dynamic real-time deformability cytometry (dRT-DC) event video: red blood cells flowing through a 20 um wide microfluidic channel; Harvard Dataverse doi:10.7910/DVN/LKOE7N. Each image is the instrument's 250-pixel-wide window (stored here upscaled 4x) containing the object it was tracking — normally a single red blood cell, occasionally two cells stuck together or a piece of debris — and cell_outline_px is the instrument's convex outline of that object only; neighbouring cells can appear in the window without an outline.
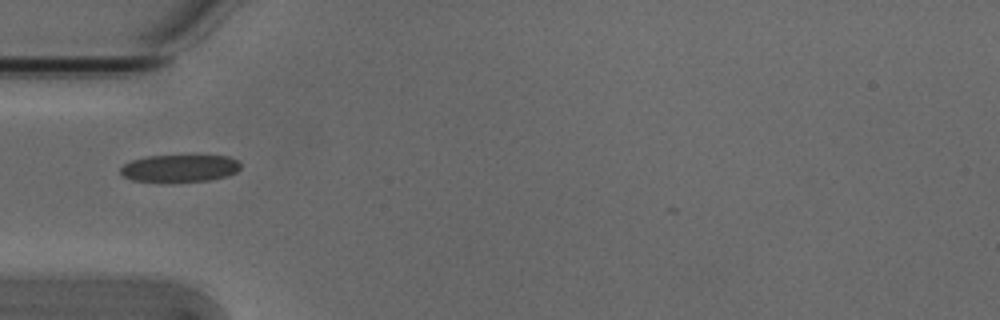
{"species": "Egyptian fruit bat (a non-hibernating species)", "species_latin": "Rousettus aegyptiacus", "temperature_condition": "cold", "stored_images_in_passage": 1, "camera_frame_rate_fps": 3000, "um_per_image_px": 0.085, "animal": {"sex": "male"}, "frame": {"image": 1, "passage_image": 1, "time_ms": 0.0, "image_size_px": [1000, 320], "cell_outline_px": [[240, 168], [236, 172], [224, 176], [208, 180], [172, 184], [164, 184], [132, 180], [124, 176], [120, 172], [120, 168], [124, 164], [132, 160], [148, 156], [196, 152], [228, 156], [236, 160], [240, 164]], "centroid_in_image_um": [15.27, 14.28], "position_along_channel_um": 69.7, "area_um2": 20.69}}